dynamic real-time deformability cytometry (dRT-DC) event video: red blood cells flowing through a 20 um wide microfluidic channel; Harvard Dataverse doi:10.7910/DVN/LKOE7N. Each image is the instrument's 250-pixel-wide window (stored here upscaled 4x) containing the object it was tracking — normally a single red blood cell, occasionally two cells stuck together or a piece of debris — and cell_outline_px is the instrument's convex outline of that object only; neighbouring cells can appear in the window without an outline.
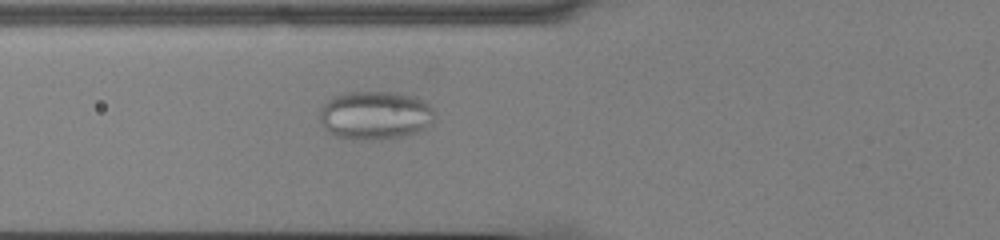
{"species": "common noctule bat (a hibernating species)", "species_latin": "Nyctalus noctula", "temperature_condition": "cold", "stored_images_in_passage": 48, "camera_frame_rate_fps": 3000, "um_per_image_px": 0.085, "animal": {"sex": "male", "body_mass_g": 13.0, "forearm_length_mm": 53.1}, "frame": {"image": 1, "passage_image": 14, "time_ms": 4.333, "image_size_px": [1000, 240], "cell_outline_px": [[436, 116], [432, 124], [420, 132], [404, 136], [380, 140], [356, 140], [336, 136], [328, 132], [324, 128], [320, 120], [320, 112], [324, 104], [332, 96], [348, 92], [396, 92], [416, 96], [424, 100], [432, 108]], "centroid_in_image_um": [31.93, 9.81], "position_along_channel_um": 93.9, "area_um2": 33.12}}
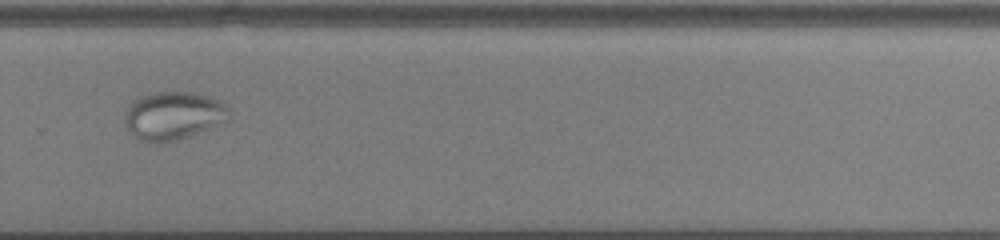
{"frame": {"image": 2, "passage_image": 32, "time_ms": 10.333, "image_size_px": [1000, 240], "cell_outline_px": [[228, 120], [188, 136], [176, 140], [160, 144], [140, 140], [132, 136], [124, 124], [124, 112], [132, 100], [140, 96], [152, 92], [192, 92], [208, 96], [224, 104], [228, 108]], "centroid_in_image_um": [14.64, 9.84], "position_along_channel_um": 315.2, "area_um2": 29.36}}
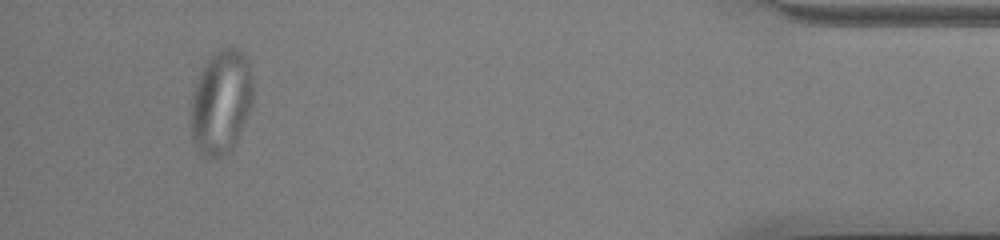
{"frame": {"image": 3, "passage_image": 45, "time_ms": 14.667, "image_size_px": [1000, 240], "cell_outline_px": [[252, 104], [236, 140], [232, 148], [228, 152], [220, 156], [204, 156], [192, 140], [192, 96], [200, 72], [208, 60], [220, 48], [232, 44], [240, 48], [248, 64], [252, 80]], "centroid_in_image_um": [18.8, 8.62], "position_along_channel_um": 416.4, "area_um2": 37.05}}